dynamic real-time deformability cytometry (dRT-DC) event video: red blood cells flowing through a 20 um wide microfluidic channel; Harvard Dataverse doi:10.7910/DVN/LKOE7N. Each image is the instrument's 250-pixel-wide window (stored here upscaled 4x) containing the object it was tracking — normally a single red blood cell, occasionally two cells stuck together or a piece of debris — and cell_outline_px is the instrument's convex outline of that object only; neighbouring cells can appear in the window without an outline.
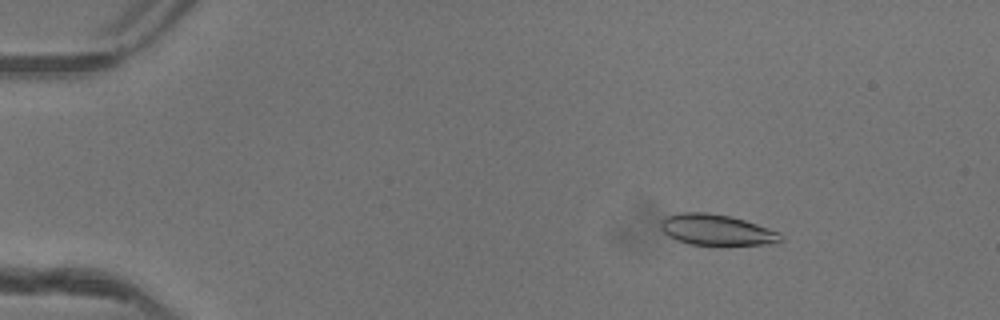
{"species": "common noctule bat (a hibernating species)", "species_latin": "Nyctalus noctula", "temperature_condition": "warm", "stored_images_in_passage": 51, "camera_frame_rate_fps": 3000, "um_per_image_px": 0.085, "animal": {"sex": "female"}, "frame": {"image": 1, "passage_image": 8, "time_ms": 2.333, "image_size_px": [1000, 320], "cell_outline_px": [[784, 240], [776, 244], [688, 244], [676, 240], [668, 236], [660, 228], [660, 224], [664, 216], [680, 212], [704, 212], [732, 216], [780, 232]], "centroid_in_image_um": [60.89, 19.53], "position_along_channel_um": 24.1, "area_um2": 21.62}}
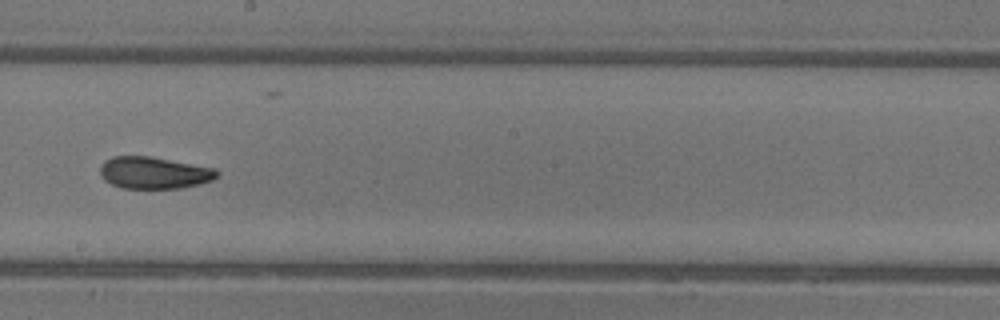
{"frame": {"image": 2, "passage_image": 30, "time_ms": 9.667, "image_size_px": [1000, 320], "cell_outline_px": [[220, 172], [212, 180], [200, 184], [180, 188], [120, 188], [104, 180], [100, 176], [100, 168], [104, 160], [112, 156], [148, 156], [216, 168]], "centroid_in_image_um": [13.07, 14.68], "position_along_channel_um": 235.1, "area_um2": 21.79}}
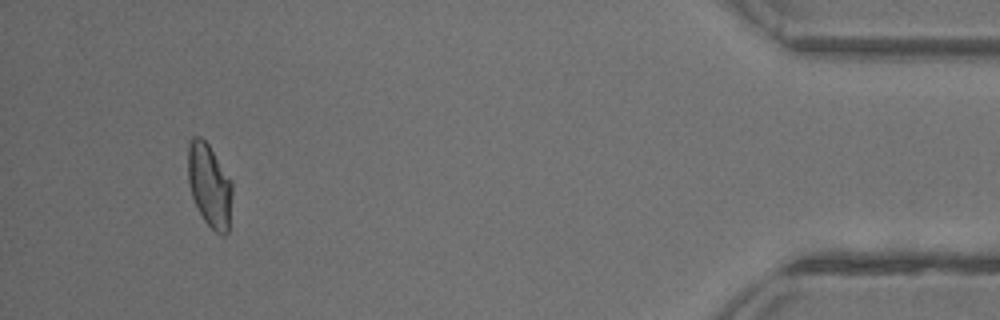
{"frame": {"image": 3, "passage_image": 48, "time_ms": 15.667, "image_size_px": [1000, 320], "cell_outline_px": [[232, 192], [228, 232], [224, 236], [220, 236], [204, 220], [192, 196], [188, 184], [188, 144], [192, 136], [200, 136], [208, 144], [232, 180]], "centroid_in_image_um": [17.81, 15.75], "position_along_channel_um": 417.4, "area_um2": 21.5}, "authors_computed_cell_mechanics": {"area_um2": 21.9062, "velocity_mm_per_s": 4.1534, "shape_relaxation_time_tau1_ms": 4.2189, "shape_relaxation_time_tau2_ms": 1.215, "deformation_change_tau1": 0.147, "deformation_change_tau2": 0.0669}}